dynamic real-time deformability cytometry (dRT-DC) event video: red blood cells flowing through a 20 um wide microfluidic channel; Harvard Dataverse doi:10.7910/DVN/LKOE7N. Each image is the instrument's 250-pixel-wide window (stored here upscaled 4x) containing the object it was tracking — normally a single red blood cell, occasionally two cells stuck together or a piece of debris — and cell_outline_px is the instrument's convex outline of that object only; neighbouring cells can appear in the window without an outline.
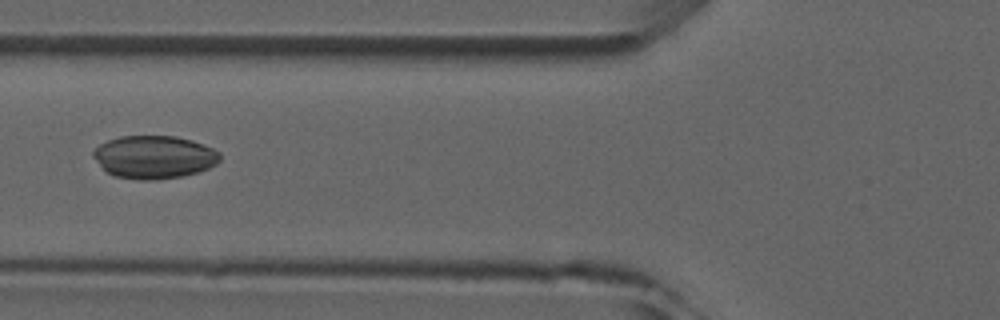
{"species": "common noctule bat (a hibernating species)", "species_latin": "Nyctalus noctula", "temperature_condition": "room temperature", "stored_images_in_passage": 5, "camera_frame_rate_fps": 3000, "um_per_image_px": 0.085, "animal": {"sex": "male", "forearm_length_mm": 52.5}, "frame": {"image": 1, "passage_image": 5, "time_ms": 5.333, "image_size_px": [1000, 320], "cell_outline_px": [[220, 160], [216, 164], [200, 172], [184, 176], [156, 180], [140, 180], [116, 176], [108, 172], [92, 156], [92, 152], [100, 144], [108, 140], [120, 136], [176, 136], [192, 140], [204, 144], [220, 152]], "centroid_in_image_um": [13.14, 13.35], "position_along_channel_um": 112.7, "area_um2": 31.79}}